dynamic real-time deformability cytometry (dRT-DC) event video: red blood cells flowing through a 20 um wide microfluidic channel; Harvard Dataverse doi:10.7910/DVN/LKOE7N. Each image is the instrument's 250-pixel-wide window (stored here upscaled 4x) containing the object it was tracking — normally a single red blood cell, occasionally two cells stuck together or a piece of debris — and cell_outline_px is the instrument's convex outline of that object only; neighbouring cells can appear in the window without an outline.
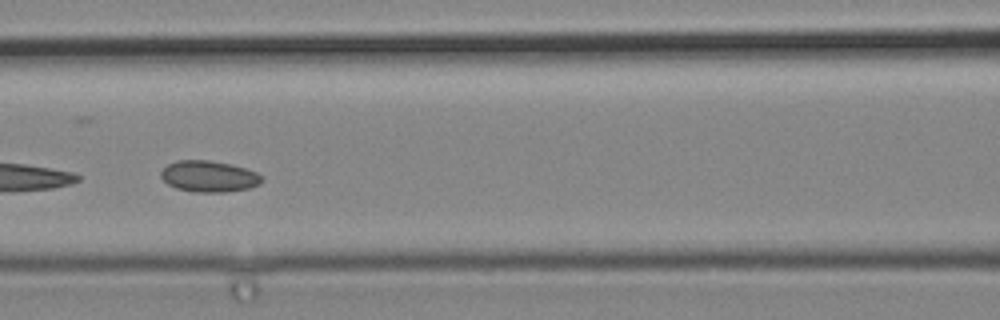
{"species": "common noctule bat (a hibernating species)", "species_latin": "Nyctalus noctula", "temperature_condition": "cold", "stored_images_in_passage": 6, "camera_frame_rate_fps": 3000, "um_per_image_px": 0.085, "animal": {"sex": "male", "body_mass_g": 19.2, "forearm_length_mm": 51.8}, "frame": {"image": 1, "passage_image": 6, "time_ms": 1.667, "image_size_px": [1000, 320], "cell_outline_px": [[264, 180], [260, 184], [248, 188], [224, 192], [196, 192], [176, 188], [168, 184], [160, 176], [160, 172], [168, 164], [176, 160], [208, 160], [232, 164], [256, 172], [264, 176]], "centroid_in_image_um": [17.77, 14.98], "position_along_channel_um": 148.8, "area_um2": 18.44}}